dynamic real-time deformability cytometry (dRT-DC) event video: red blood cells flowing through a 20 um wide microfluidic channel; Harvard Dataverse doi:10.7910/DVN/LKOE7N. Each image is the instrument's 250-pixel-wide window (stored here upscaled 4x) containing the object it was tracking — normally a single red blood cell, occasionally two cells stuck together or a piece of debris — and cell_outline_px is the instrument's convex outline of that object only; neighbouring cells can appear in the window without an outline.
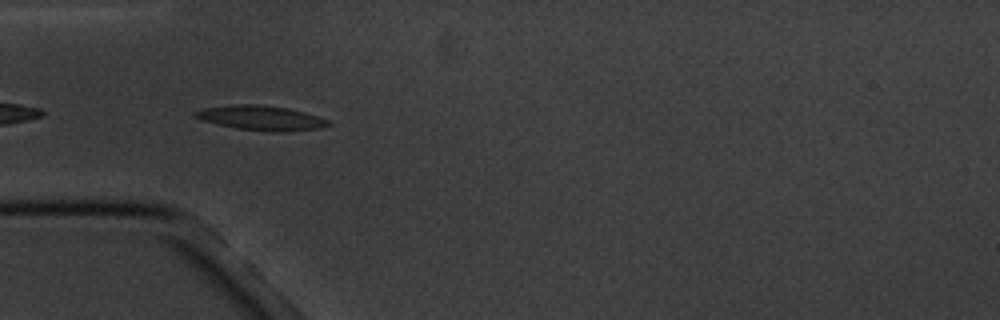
{"species": "common noctule bat (a hibernating species)", "species_latin": "Nyctalus noctula", "temperature_condition": "cold", "stored_images_in_passage": 7, "camera_frame_rate_fps": 3000, "um_per_image_px": 0.085, "animal": {"sex": "male", "body_mass_g": 20.1, "forearm_length_mm": 53.5}, "frame": {"image": 1, "passage_image": 6, "time_ms": 6.0, "image_size_px": [1000, 320], "cell_outline_px": [[332, 124], [320, 128], [280, 132], [276, 132], [236, 128], [200, 120], [192, 116], [192, 112], [204, 108], [236, 104], [256, 104], [288, 108], [304, 112], [328, 120]], "centroid_in_image_um": [22.15, 10.02], "position_along_channel_um": 62.9, "area_um2": 19.02}}
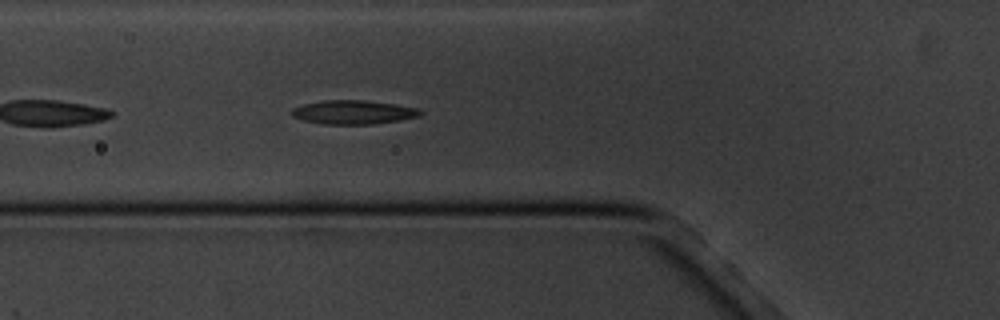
{"frame": {"image": 2, "passage_image": 7, "time_ms": 7.0, "image_size_px": [1000, 320], "cell_outline_px": [[424, 112], [420, 116], [400, 120], [372, 124], [324, 124], [304, 120], [292, 116], [292, 108], [304, 104], [324, 100], [364, 100], [396, 104], [420, 108]], "centroid_in_image_um": [30.09, 9.53], "position_along_channel_um": 95.7, "area_um2": 17.92}}